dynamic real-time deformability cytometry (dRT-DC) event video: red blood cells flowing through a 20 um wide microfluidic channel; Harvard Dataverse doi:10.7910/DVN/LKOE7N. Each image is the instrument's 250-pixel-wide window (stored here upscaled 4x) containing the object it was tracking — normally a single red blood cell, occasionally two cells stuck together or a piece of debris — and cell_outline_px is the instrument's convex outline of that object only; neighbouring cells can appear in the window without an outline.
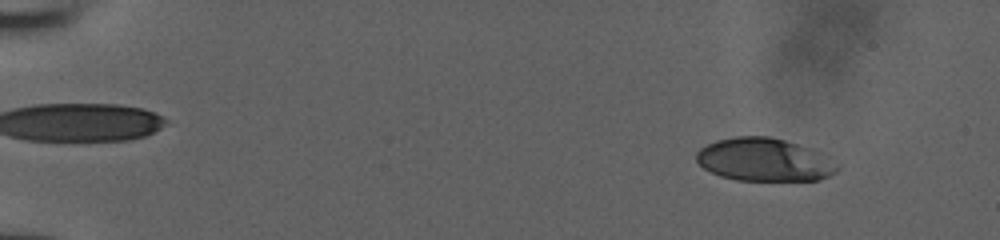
{"species": "human", "species_latin": "Homo sapiens", "temperature_condition": "room temperature", "stored_images_in_passage": 52, "camera_frame_rate_fps": 3000, "um_per_image_px": 0.085, "donor": {"sex": "male"}, "frame": {"image": 1, "passage_image": 6, "time_ms": 1.667, "image_size_px": [1000, 240], "cell_outline_px": [[840, 168], [836, 172], [820, 180], [736, 180], [720, 176], [704, 168], [696, 160], [696, 152], [700, 148], [716, 140], [736, 136], [768, 136], [784, 140], [812, 148], [828, 156], [840, 164]], "centroid_in_image_um": [65.0, 13.57], "position_along_channel_um": 20.0, "area_um2": 35.55}}
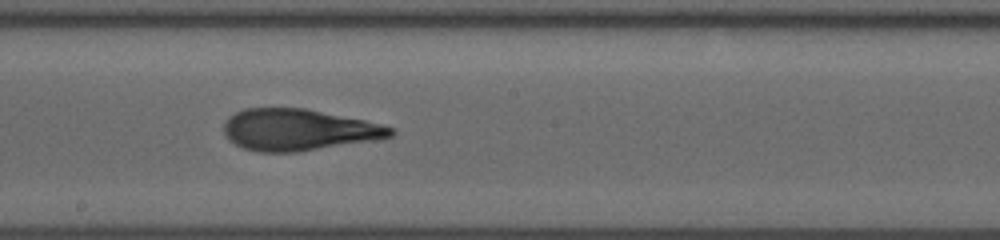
{"frame": {"image": 2, "passage_image": 31, "time_ms": 10.0, "image_size_px": [1000, 240], "cell_outline_px": [[396, 132], [392, 136], [380, 140], [296, 152], [260, 152], [244, 148], [228, 140], [224, 136], [224, 120], [228, 116], [244, 108], [304, 108], [364, 120], [396, 128]], "centroid_in_image_um": [25.38, 11.04], "position_along_channel_um": 222.8, "area_um2": 40.69}}
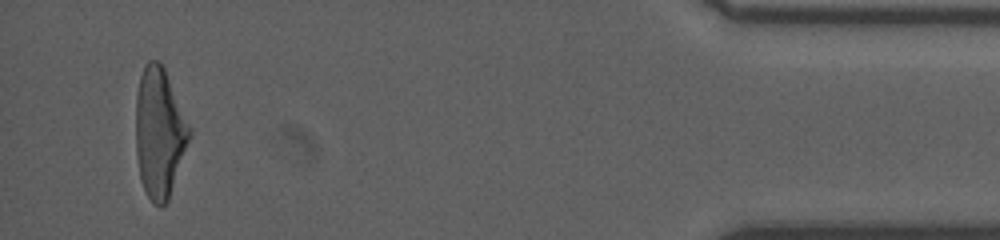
{"frame": {"image": 3, "passage_image": 50, "time_ms": 16.333, "image_size_px": [1000, 240], "cell_outline_px": [[192, 132], [168, 200], [160, 208], [152, 204], [140, 180], [136, 152], [136, 92], [140, 76], [144, 64], [148, 60], [156, 60], [164, 68], [192, 128]], "centroid_in_image_um": [13.54, 11.28], "position_along_channel_um": 421.7, "area_um2": 40.69}}